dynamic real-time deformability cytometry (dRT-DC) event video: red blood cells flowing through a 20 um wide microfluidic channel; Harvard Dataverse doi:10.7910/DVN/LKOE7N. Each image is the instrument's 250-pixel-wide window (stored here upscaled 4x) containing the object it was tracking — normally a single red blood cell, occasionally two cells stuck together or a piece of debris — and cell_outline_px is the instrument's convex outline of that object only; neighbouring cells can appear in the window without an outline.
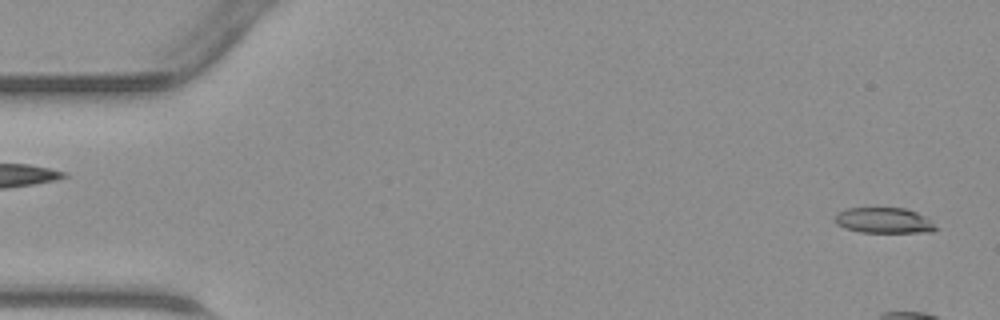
{"species": "common noctule bat (a hibernating species)", "species_latin": "Nyctalus noctula", "temperature_condition": "warm", "stored_images_in_passage": 8, "camera_frame_rate_fps": 3000, "um_per_image_px": 0.085, "animal": {"sex": "male", "body_mass_g": 23.1, "forearm_length_mm": 52.7}, "frame": {"image": 1, "passage_image": 1, "time_ms": 0.0, "image_size_px": [1000, 320], "cell_outline_px": [[940, 228], [932, 232], [860, 232], [844, 228], [836, 224], [836, 216], [840, 212], [848, 208], [904, 208], [916, 212], [932, 220]], "centroid_in_image_um": [75.2, 18.75], "position_along_channel_um": 9.8, "area_um2": 15.03}}